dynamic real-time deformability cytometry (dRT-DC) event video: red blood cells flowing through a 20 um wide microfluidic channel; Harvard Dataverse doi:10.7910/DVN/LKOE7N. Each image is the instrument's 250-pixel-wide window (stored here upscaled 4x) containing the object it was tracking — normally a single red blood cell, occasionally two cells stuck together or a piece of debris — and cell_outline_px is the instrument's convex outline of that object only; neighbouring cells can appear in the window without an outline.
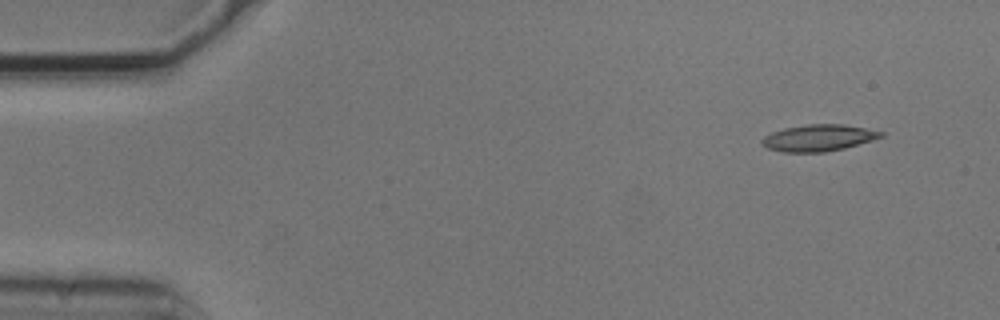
{"species": "common noctule bat (a hibernating species)", "species_latin": "Nyctalus noctula", "temperature_condition": "cold", "stored_images_in_passage": 4, "camera_frame_rate_fps": 3000, "um_per_image_px": 0.085, "animal": {"sex": "male", "body_mass_g": 20.5, "forearm_length_mm": 52.5}, "frame": {"image": 1, "passage_image": 1, "time_ms": 0.0, "image_size_px": [1000, 320], "cell_outline_px": [[884, 136], [872, 140], [844, 148], [824, 152], [780, 152], [768, 148], [760, 144], [760, 140], [764, 136], [772, 132], [784, 128], [808, 124], [844, 124], [884, 132]], "centroid_in_image_um": [69.53, 11.72], "position_along_channel_um": 15.5, "area_um2": 18.44}}
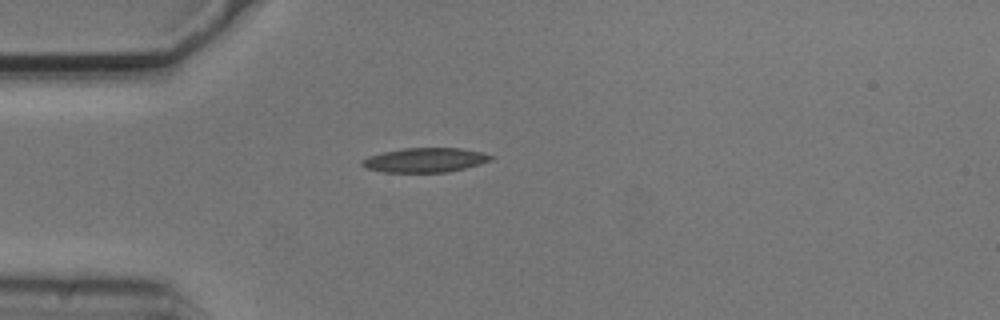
{"frame": {"image": 2, "passage_image": 4, "time_ms": 1.0, "image_size_px": [1000, 320], "cell_outline_px": [[496, 156], [492, 160], [480, 164], [448, 172], [384, 172], [364, 168], [360, 164], [360, 160], [368, 156], [384, 152], [404, 148], [460, 148], [480, 152]], "centroid_in_image_um": [36.11, 13.61], "position_along_channel_um": 48.9, "area_um2": 18.38}}